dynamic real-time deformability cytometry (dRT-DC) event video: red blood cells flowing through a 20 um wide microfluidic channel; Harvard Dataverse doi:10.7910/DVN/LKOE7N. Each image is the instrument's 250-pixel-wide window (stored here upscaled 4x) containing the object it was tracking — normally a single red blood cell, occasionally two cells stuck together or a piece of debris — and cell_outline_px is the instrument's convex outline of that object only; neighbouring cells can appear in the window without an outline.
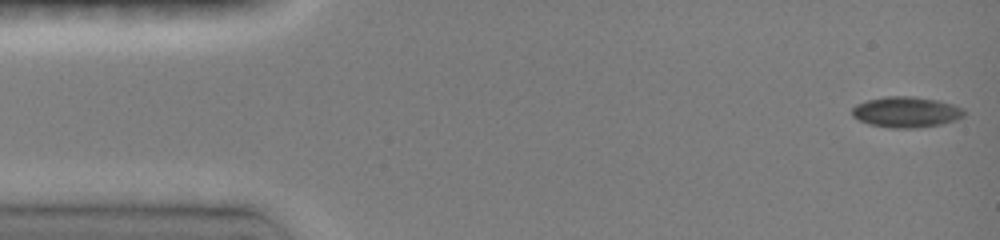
{"species": "common noctule bat (a hibernating species)", "species_latin": "Nyctalus noctula", "temperature_condition": "room temperature", "stored_images_in_passage": 4, "camera_frame_rate_fps": 3000, "um_per_image_px": 0.085, "animal": {"sex": "female", "body_mass_g": 19.0, "forearm_length_mm": 51.5}, "frame": {"image": 1, "passage_image": 1, "time_ms": 0.0, "image_size_px": [1000, 240], "cell_outline_px": [[964, 116], [956, 120], [940, 124], [912, 128], [892, 128], [872, 124], [860, 120], [852, 116], [852, 108], [856, 104], [868, 100], [884, 96], [912, 96], [940, 100], [964, 108]], "centroid_in_image_um": [77.04, 9.51], "position_along_channel_um": 8.0, "area_um2": 20.0}}
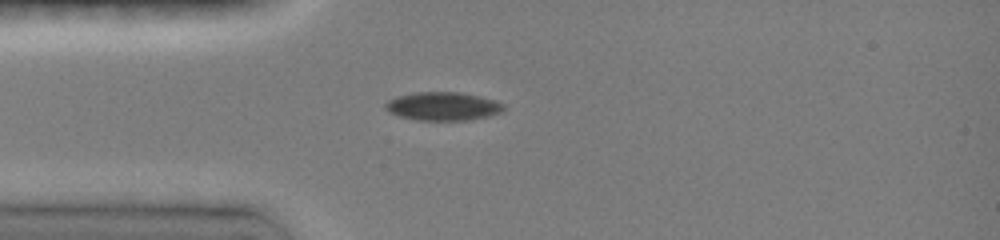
{"frame": {"image": 2, "passage_image": 4, "time_ms": 3.667, "image_size_px": [1000, 240], "cell_outline_px": [[504, 108], [500, 112], [488, 116], [468, 120], [416, 120], [400, 116], [388, 112], [384, 108], [384, 104], [388, 100], [396, 96], [416, 92], [456, 92], [476, 96], [492, 100], [504, 104]], "centroid_in_image_um": [37.57, 9.04], "position_along_channel_um": 47.4, "area_um2": 19.36}}